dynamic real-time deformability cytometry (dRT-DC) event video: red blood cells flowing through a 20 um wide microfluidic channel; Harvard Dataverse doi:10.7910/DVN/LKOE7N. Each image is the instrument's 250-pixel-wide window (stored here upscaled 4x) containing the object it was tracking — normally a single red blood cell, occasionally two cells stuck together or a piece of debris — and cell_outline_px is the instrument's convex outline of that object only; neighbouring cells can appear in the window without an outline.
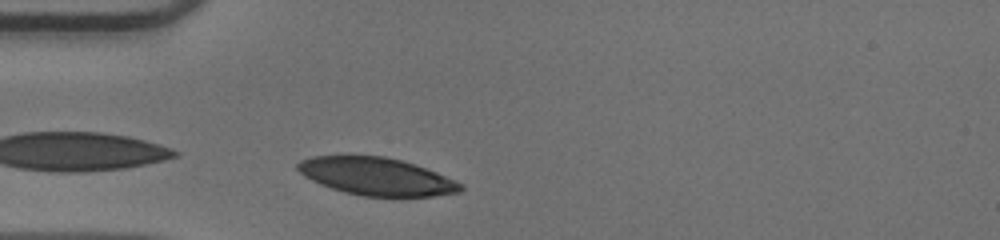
{"species": "human", "species_latin": "Homo sapiens", "temperature_condition": "warm", "stored_images_in_passage": 29, "camera_frame_rate_fps": 3000, "um_per_image_px": 0.085, "donor": {"sex": "male"}, "frame": {"image": 1, "passage_image": 1, "time_ms": 0.0, "image_size_px": [1000, 240], "cell_outline_px": [[464, 188], [460, 192], [432, 196], [360, 196], [344, 192], [320, 184], [304, 176], [296, 168], [296, 164], [300, 160], [312, 156], [384, 156], [400, 160], [436, 172], [456, 180], [464, 184]], "centroid_in_image_um": [32.0, 15.0], "position_along_channel_um": 53.0, "area_um2": 35.55}}
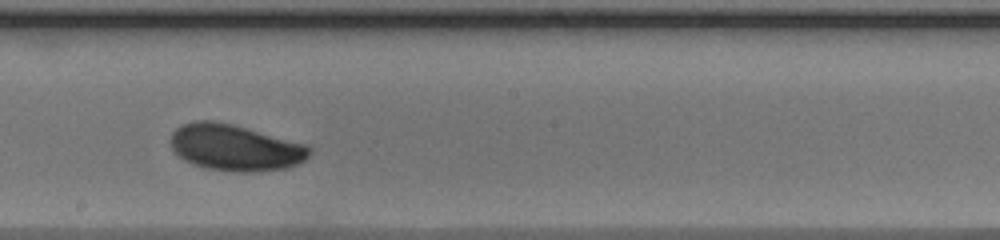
{"frame": {"image": 2, "passage_image": 15, "time_ms": 4.667, "image_size_px": [1000, 240], "cell_outline_px": [[312, 152], [304, 160], [288, 168], [256, 172], [236, 172], [208, 168], [192, 164], [184, 160], [172, 152], [168, 140], [172, 132], [180, 124], [192, 120], [212, 120], [232, 124], [308, 144], [312, 148]], "centroid_in_image_um": [19.95, 12.54], "position_along_channel_um": 228.3, "area_um2": 38.15}}
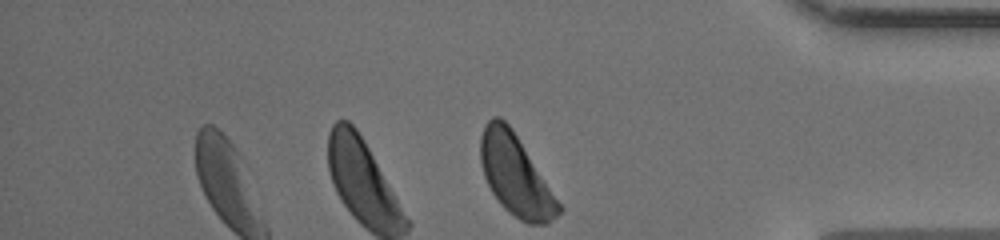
{"frame": {"image": 3, "passage_image": 29, "time_ms": 9.333, "image_size_px": [1000, 240], "cell_outline_px": [[564, 208], [548, 224], [528, 224], [520, 220], [508, 212], [504, 208], [492, 192], [484, 176], [480, 160], [480, 136], [484, 124], [492, 116], [500, 116], [512, 128]], "centroid_in_image_um": [43.82, 14.9], "position_along_channel_um": 391.4, "area_um2": 36.7}, "authors_computed_cell_mechanics": {"area_um2": 36.5296, "velocity_mm_per_s": 3.9613, "shape_relaxation_time_tau1_ms": 2.3126, "shape_relaxation_time_tau2_ms": null, "deformation_change_tau1": 0.0885, "deformation_change_tau2": null}}